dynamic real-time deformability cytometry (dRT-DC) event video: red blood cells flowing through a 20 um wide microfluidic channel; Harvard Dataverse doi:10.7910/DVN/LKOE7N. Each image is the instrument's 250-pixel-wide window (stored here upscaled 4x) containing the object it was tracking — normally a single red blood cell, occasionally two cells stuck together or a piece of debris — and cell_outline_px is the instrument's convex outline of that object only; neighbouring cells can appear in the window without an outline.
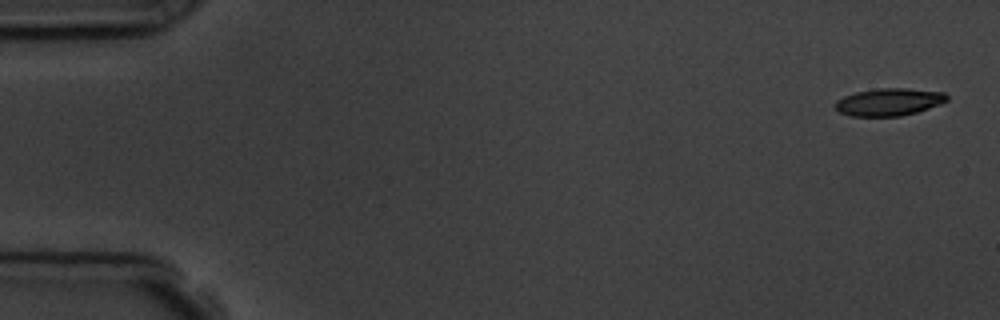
{"species": "common noctule bat (a hibernating species)", "species_latin": "Nyctalus noctula", "temperature_condition": "room temperature", "stored_images_in_passage": 4, "camera_frame_rate_fps": 3000, "um_per_image_px": 0.085, "animal": {"sex": "male", "body_mass_g": 19.5, "forearm_length_mm": 54.6}, "frame": {"image": 1, "passage_image": 1, "time_ms": 0.0, "image_size_px": [1000, 320], "cell_outline_px": [[948, 100], [940, 104], [916, 112], [900, 116], [848, 116], [840, 112], [832, 104], [836, 100], [844, 96], [856, 92], [876, 88], [908, 88], [944, 92], [948, 96]], "centroid_in_image_um": [75.54, 8.66], "position_along_channel_um": 9.5, "area_um2": 17.98}}
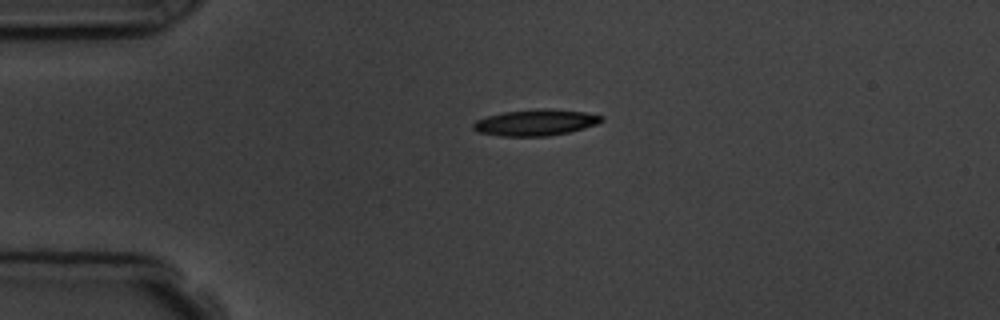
{"frame": {"image": 2, "passage_image": 4, "time_ms": 3.667, "image_size_px": [1000, 320], "cell_outline_px": [[604, 120], [596, 124], [584, 128], [568, 132], [548, 136], [500, 136], [476, 132], [472, 128], [472, 124], [476, 120], [488, 116], [504, 112], [540, 108], [544, 108], [584, 112], [604, 116]], "centroid_in_image_um": [45.5, 10.42], "position_along_channel_um": 39.5, "area_um2": 19.59}}